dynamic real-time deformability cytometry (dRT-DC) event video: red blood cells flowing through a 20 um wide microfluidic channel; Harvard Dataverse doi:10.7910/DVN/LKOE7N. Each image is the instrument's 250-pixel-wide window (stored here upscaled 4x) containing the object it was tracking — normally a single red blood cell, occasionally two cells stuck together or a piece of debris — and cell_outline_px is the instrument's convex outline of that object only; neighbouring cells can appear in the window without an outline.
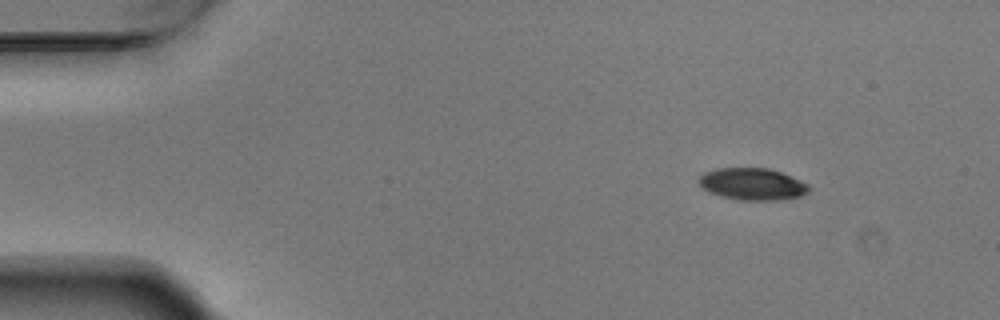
{"species": "Egyptian fruit bat (a non-hibernating species)", "species_latin": "Rousettus aegyptiacus", "temperature_condition": "warm", "stored_images_in_passage": 4, "camera_frame_rate_fps": 3000, "um_per_image_px": 0.085, "animal": {"sex": "male"}, "frame": {"image": 1, "passage_image": 1, "time_ms": 0.0, "image_size_px": [1000, 320], "cell_outline_px": [[808, 192], [800, 196], [776, 200], [740, 200], [708, 192], [700, 184], [700, 176], [704, 172], [716, 168], [768, 168], [780, 172], [800, 180], [808, 184]], "centroid_in_image_um": [63.95, 15.64], "position_along_channel_um": 21.1, "area_um2": 20.17}}
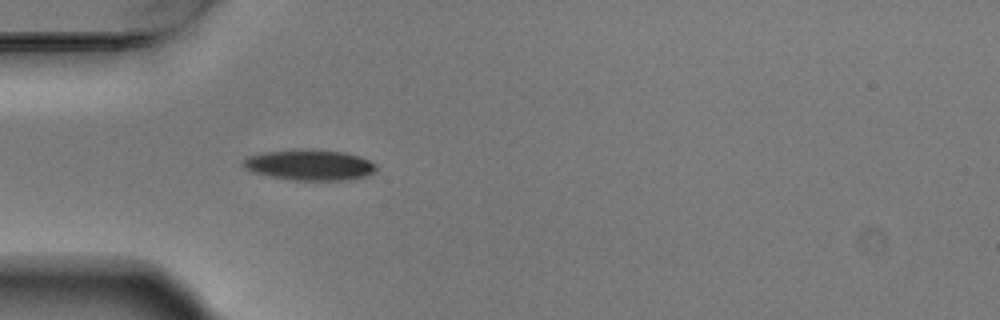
{"frame": {"image": 2, "passage_image": 4, "time_ms": 1.0, "image_size_px": [1000, 320], "cell_outline_px": [[376, 172], [364, 176], [344, 180], [292, 180], [252, 172], [244, 168], [240, 164], [248, 156], [264, 152], [312, 148], [344, 152], [360, 156], [376, 164]], "centroid_in_image_um": [26.31, 14.01], "position_along_channel_um": 58.7, "area_um2": 23.87}}